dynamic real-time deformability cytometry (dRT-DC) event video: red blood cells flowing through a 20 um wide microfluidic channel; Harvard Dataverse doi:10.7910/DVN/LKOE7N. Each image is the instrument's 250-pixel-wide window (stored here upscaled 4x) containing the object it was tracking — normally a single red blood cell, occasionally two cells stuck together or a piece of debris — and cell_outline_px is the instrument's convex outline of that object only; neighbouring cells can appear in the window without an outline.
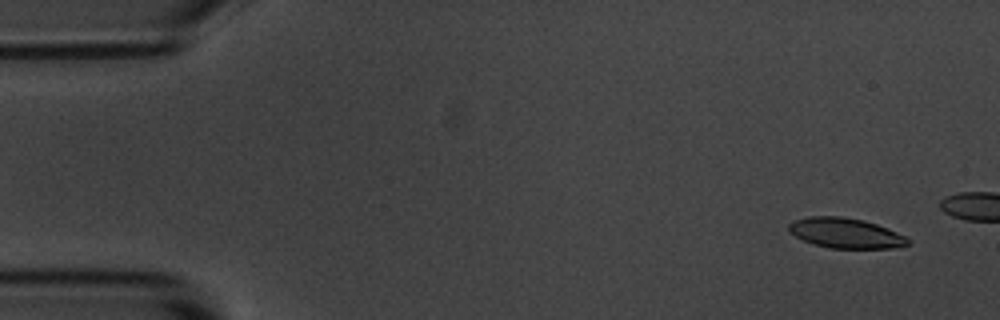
{"species": "common noctule bat (a hibernating species)", "species_latin": "Nyctalus noctula", "temperature_condition": "room temperature", "stored_images_in_passage": 5, "camera_frame_rate_fps": 3000, "um_per_image_px": 0.085, "animal": {"sex": "male", "body_mass_g": 20.1, "forearm_length_mm": 53.5}, "frame": {"image": 1, "passage_image": 2, "time_ms": 1.0, "image_size_px": [1000, 320], "cell_outline_px": [[908, 244], [896, 248], [832, 248], [816, 244], [804, 240], [788, 232], [788, 224], [792, 220], [808, 216], [844, 216], [864, 220], [888, 228], [904, 236], [908, 240]], "centroid_in_image_um": [71.84, 19.79], "position_along_channel_um": 13.2, "area_um2": 20.87}}